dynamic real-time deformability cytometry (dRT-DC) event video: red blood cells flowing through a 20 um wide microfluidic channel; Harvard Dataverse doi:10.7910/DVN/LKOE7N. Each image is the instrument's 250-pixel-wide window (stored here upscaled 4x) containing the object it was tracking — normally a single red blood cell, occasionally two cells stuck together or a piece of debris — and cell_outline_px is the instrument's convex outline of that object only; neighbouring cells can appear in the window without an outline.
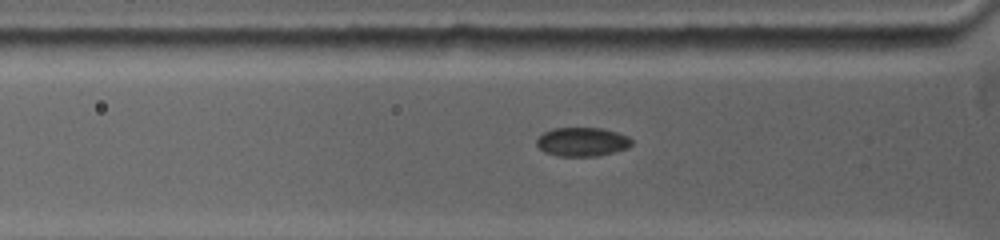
{"species": "common noctule bat (a hibernating species)", "species_latin": "Nyctalus noctula", "temperature_condition": "warm", "stored_images_in_passage": 16, "camera_frame_rate_fps": 5000, "um_per_image_px": 0.085, "animal": {"sex": "female", "body_mass_g": 19.0, "forearm_length_mm": 53.3}, "frame": {"image": 1, "passage_image": 2, "time_ms": 0.2, "image_size_px": [1000, 240], "cell_outline_px": [[632, 144], [624, 148], [612, 152], [596, 156], [560, 156], [548, 152], [540, 148], [536, 144], [536, 140], [544, 132], [552, 128], [600, 128], [616, 132], [628, 136], [632, 140]], "centroid_in_image_um": [49.47, 12.04], "position_along_channel_um": 76.3, "area_um2": 15.66}}
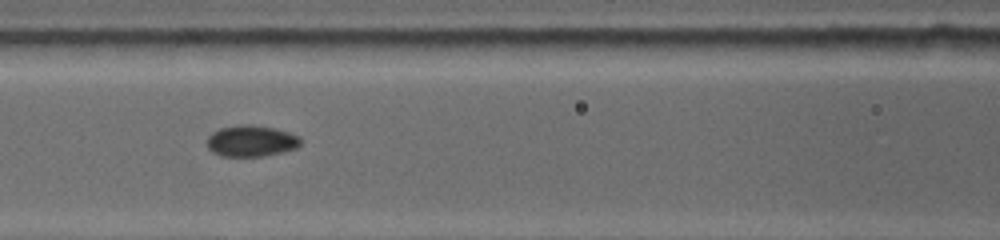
{"frame": {"image": 2, "passage_image": 9, "time_ms": 2.0, "image_size_px": [1000, 240], "cell_outline_px": [[300, 144], [296, 148], [280, 152], [260, 156], [224, 156], [208, 148], [208, 136], [212, 132], [220, 128], [240, 124], [248, 124], [272, 128], [288, 132], [296, 136], [300, 140]], "centroid_in_image_um": [21.32, 11.97], "position_along_channel_um": 145.3, "area_um2": 16.59}}
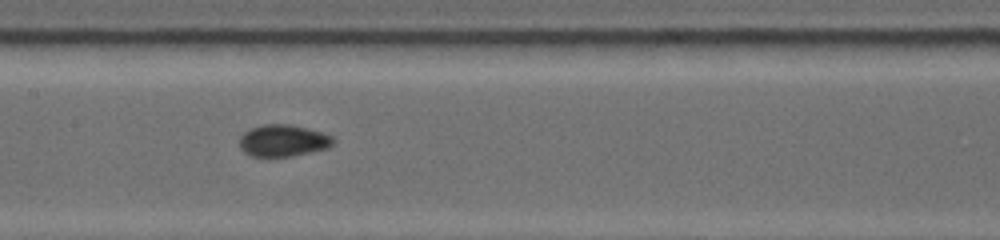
{"frame": {"image": 3, "passage_image": 15, "time_ms": 3.0, "image_size_px": [1000, 240], "cell_outline_px": [[332, 144], [324, 148], [308, 152], [288, 156], [252, 156], [244, 152], [240, 144], [240, 136], [244, 132], [252, 128], [264, 124], [292, 124], [320, 132], [332, 136]], "centroid_in_image_um": [24.01, 11.93], "position_along_channel_um": 183.4, "area_um2": 16.88}}